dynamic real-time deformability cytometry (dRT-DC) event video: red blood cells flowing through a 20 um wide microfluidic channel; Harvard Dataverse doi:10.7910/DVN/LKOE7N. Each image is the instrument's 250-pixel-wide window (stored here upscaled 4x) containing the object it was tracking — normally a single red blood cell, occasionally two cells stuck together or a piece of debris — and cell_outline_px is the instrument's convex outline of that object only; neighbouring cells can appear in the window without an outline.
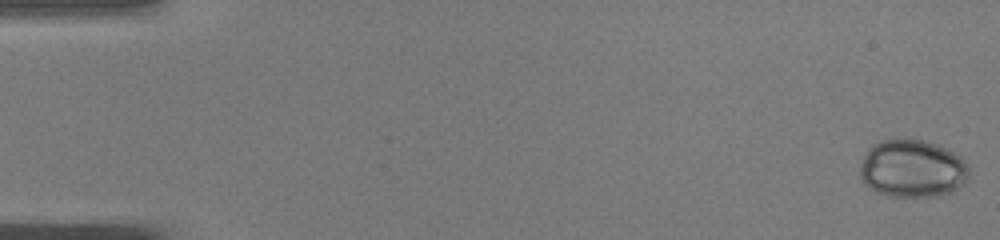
{"species": "common noctule bat (a hibernating species)", "species_latin": "Nyctalus noctula", "temperature_condition": "warm", "stored_images_in_passage": 50, "camera_frame_rate_fps": 3000, "um_per_image_px": 0.085, "animal": {"sex": "male", "body_mass_g": 19.0, "forearm_length_mm": 50.8}, "frame": {"image": 1, "passage_image": 1, "time_ms": 0.0, "image_size_px": [1000, 240], "cell_outline_px": [[968, 176], [964, 184], [960, 188], [952, 192], [936, 196], [888, 196], [876, 192], [864, 184], [860, 176], [860, 164], [864, 152], [872, 144], [880, 140], [924, 140], [948, 148], [956, 152], [968, 164]], "centroid_in_image_um": [77.55, 14.33], "position_along_channel_um": 7.5, "area_um2": 37.11}}
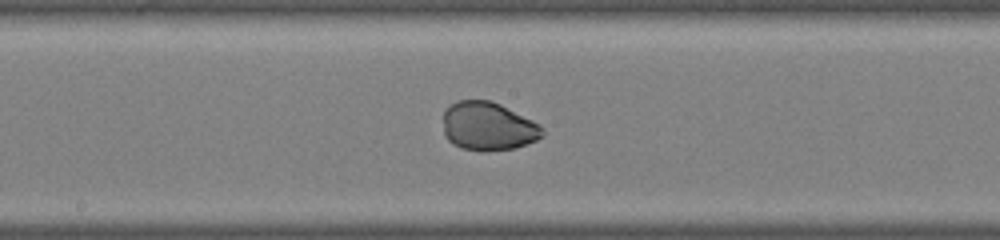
{"frame": {"image": 2, "passage_image": 27, "time_ms": 8.667, "image_size_px": [1000, 240], "cell_outline_px": [[544, 136], [536, 140], [512, 148], [484, 152], [460, 148], [452, 144], [444, 136], [444, 108], [456, 100], [492, 100], [540, 124], [544, 128]], "centroid_in_image_um": [41.46, 10.73], "position_along_channel_um": 206.7, "area_um2": 28.32}}
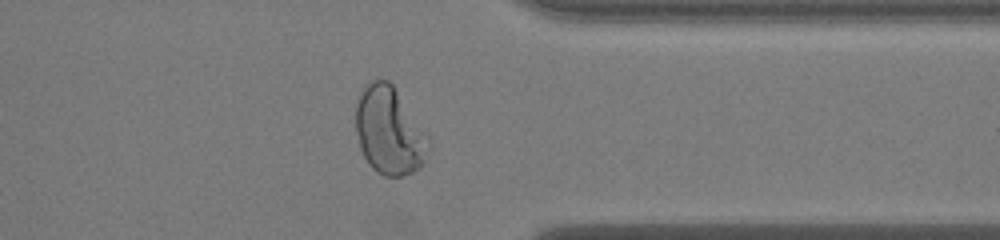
{"frame": {"image": 3, "passage_image": 40, "time_ms": 13.0, "image_size_px": [1000, 240], "cell_outline_px": [[432, 148], [420, 168], [412, 172], [400, 176], [384, 176], [376, 172], [368, 164], [360, 148], [356, 132], [356, 104], [360, 92], [372, 80], [388, 80], [392, 84], [428, 136], [432, 144]], "centroid_in_image_um": [33.1, 11.16], "position_along_channel_um": 378.3, "area_um2": 37.22}}